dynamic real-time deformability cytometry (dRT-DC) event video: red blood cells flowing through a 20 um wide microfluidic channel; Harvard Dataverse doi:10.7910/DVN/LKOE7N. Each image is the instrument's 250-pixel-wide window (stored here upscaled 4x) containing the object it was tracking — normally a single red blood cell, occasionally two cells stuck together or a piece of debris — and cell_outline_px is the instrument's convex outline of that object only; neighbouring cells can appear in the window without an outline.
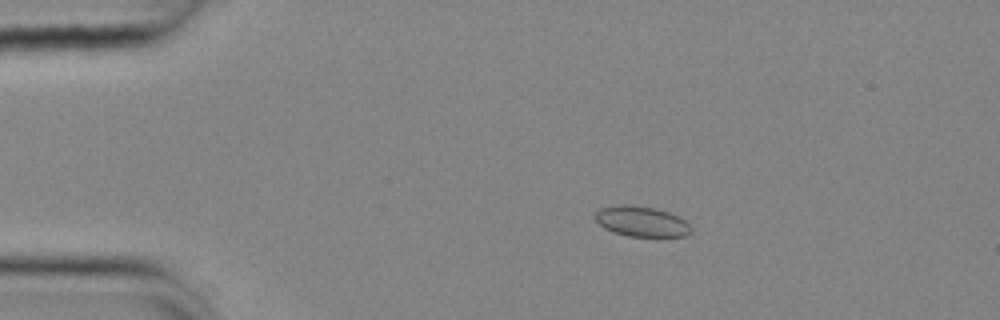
{"species": "common noctule bat (a hibernating species)", "species_latin": "Nyctalus noctula", "temperature_condition": "cold", "stored_images_in_passage": 56, "camera_frame_rate_fps": 3000, "um_per_image_px": 0.085, "animal": {"sex": "female", "body_mass_g": 25.1}, "frame": {"image": 1, "passage_image": 11, "time_ms": 3.333, "image_size_px": [1000, 320], "cell_outline_px": [[692, 232], [688, 236], [628, 236], [612, 232], [604, 228], [592, 216], [600, 208], [616, 204], [628, 204], [652, 208], [668, 212], [684, 220], [692, 228]], "centroid_in_image_um": [54.49, 18.82], "position_along_channel_um": 30.5, "area_um2": 16.99}}
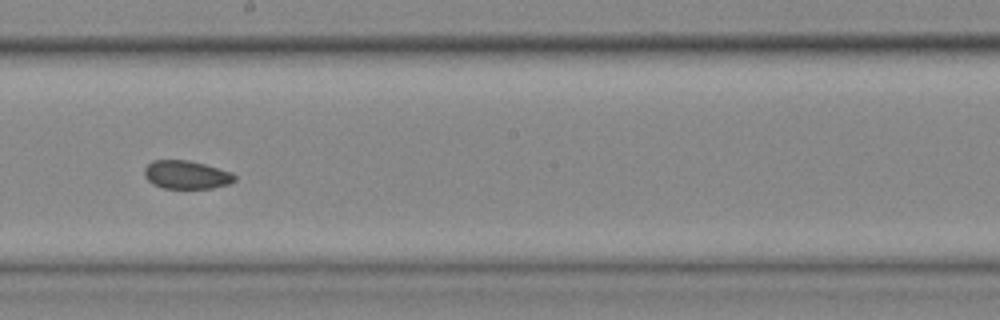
{"frame": {"image": 2, "passage_image": 32, "time_ms": 10.333, "image_size_px": [1000, 320], "cell_outline_px": [[236, 180], [228, 184], [212, 188], [164, 188], [152, 184], [144, 176], [144, 168], [152, 160], [188, 160], [204, 164], [232, 172], [236, 176]], "centroid_in_image_um": [15.83, 14.85], "position_along_channel_um": 232.4, "area_um2": 14.91}}
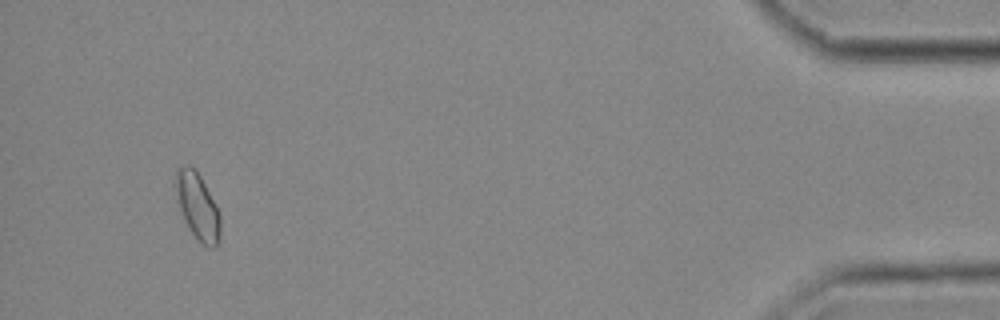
{"frame": {"image": 3, "passage_image": 53, "time_ms": 17.333, "image_size_px": [1000, 320], "cell_outline_px": [[220, 240], [216, 248], [208, 248], [188, 228], [176, 200], [172, 184], [176, 172], [180, 168], [188, 164], [200, 176], [216, 204], [220, 216]], "centroid_in_image_um": [16.77, 17.53], "position_along_channel_um": 418.4, "area_um2": 17.46}, "authors_computed_cell_mechanics": {"area_um2": 16.0395, "velocity_mm_per_s": 3.6598, "shape_relaxation_time_tau1_ms": null, "shape_relaxation_time_tau2_ms": 2.1138, "deformation_change_tau1": null, "deformation_change_tau2": 0.0457}}